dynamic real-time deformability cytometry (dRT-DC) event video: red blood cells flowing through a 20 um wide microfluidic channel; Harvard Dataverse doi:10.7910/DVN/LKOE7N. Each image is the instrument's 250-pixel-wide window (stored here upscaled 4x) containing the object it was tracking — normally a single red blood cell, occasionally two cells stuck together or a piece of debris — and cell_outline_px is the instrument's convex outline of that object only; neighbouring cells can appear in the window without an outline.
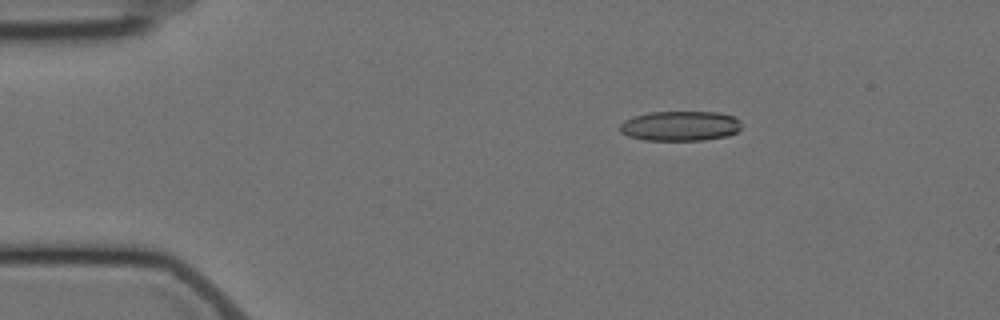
{"species": "Egyptian fruit bat (a non-hibernating species)", "species_latin": "Rousettus aegyptiacus", "temperature_condition": "cold", "stored_images_in_passage": 4, "camera_frame_rate_fps": 3000, "um_per_image_px": 0.085, "animal": {"sex": "female"}, "frame": {"image": 1, "passage_image": 3, "time_ms": 2.667, "image_size_px": [1000, 320], "cell_outline_px": [[740, 128], [736, 132], [728, 136], [704, 140], [644, 140], [628, 136], [620, 132], [620, 124], [624, 120], [632, 116], [652, 112], [716, 112], [732, 116], [740, 120]], "centroid_in_image_um": [57.79, 10.71], "position_along_channel_um": 27.2, "area_um2": 21.21}}